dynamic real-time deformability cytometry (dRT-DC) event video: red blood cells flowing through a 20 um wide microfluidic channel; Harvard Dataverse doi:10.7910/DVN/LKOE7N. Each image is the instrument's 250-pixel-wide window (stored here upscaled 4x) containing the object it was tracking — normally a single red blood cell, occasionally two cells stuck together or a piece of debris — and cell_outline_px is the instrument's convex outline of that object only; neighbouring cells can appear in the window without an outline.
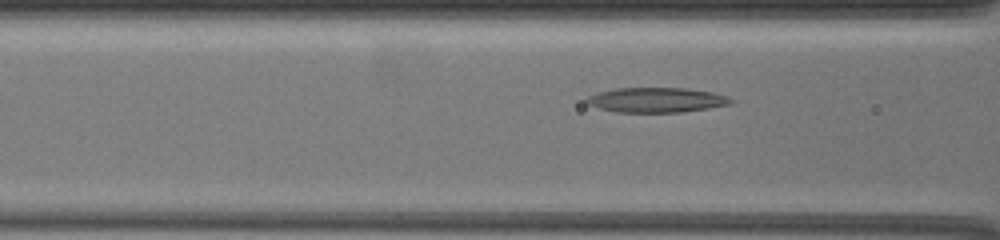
{"species": "common noctule bat (a hibernating species)", "species_latin": "Nyctalus noctula", "temperature_condition": "warm", "stored_images_in_passage": 24, "camera_frame_rate_fps": 3000, "um_per_image_px": 0.085, "animal": {"sex": "female", "body_mass_g": 19.5, "forearm_length_mm": 54.1}, "frame": {"image": 1, "passage_image": 16, "time_ms": 8.0, "image_size_px": [1000, 240], "cell_outline_px": [[736, 100], [728, 104], [708, 108], [680, 112], [616, 112], [600, 108], [588, 104], [584, 100], [588, 96], [600, 92], [616, 88], [684, 88], [712, 92], [728, 96]], "centroid_in_image_um": [55.8, 8.49], "position_along_channel_um": 110.8, "area_um2": 20.75}}
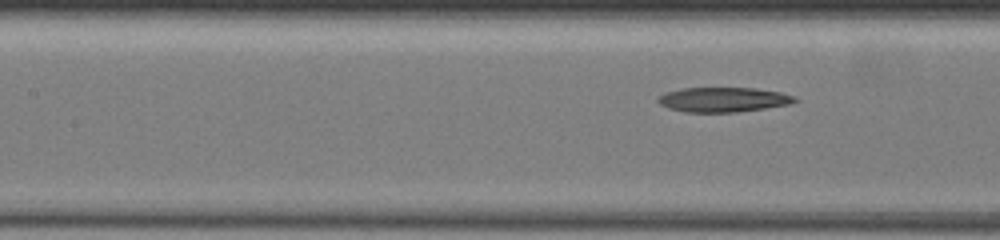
{"frame": {"image": 2, "passage_image": 20, "time_ms": 9.0, "image_size_px": [1000, 240], "cell_outline_px": [[800, 100], [788, 104], [764, 108], [736, 112], [684, 112], [668, 108], [660, 104], [656, 100], [656, 96], [664, 92], [680, 88], [756, 88], [780, 92], [796, 96]], "centroid_in_image_um": [61.43, 8.46], "position_along_channel_um": 146.0, "area_um2": 19.88}}
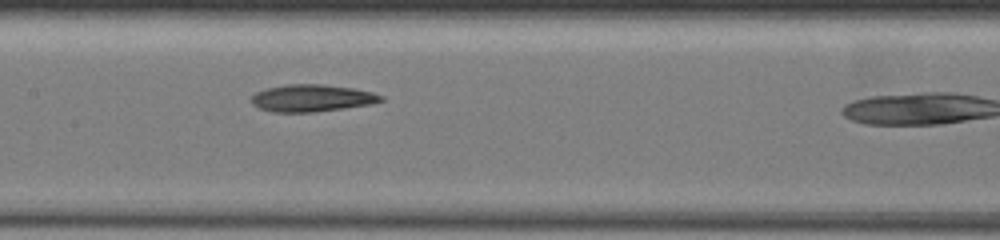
{"frame": {"image": 3, "passage_image": 23, "time_ms": 10.0, "image_size_px": [1000, 240], "cell_outline_px": [[384, 100], [372, 104], [344, 108], [312, 112], [272, 112], [260, 108], [252, 104], [252, 96], [256, 92], [268, 88], [288, 84], [324, 84], [356, 88], [372, 92], [384, 96]], "centroid_in_image_um": [26.55, 8.33], "position_along_channel_um": 180.8, "area_um2": 20.52}}